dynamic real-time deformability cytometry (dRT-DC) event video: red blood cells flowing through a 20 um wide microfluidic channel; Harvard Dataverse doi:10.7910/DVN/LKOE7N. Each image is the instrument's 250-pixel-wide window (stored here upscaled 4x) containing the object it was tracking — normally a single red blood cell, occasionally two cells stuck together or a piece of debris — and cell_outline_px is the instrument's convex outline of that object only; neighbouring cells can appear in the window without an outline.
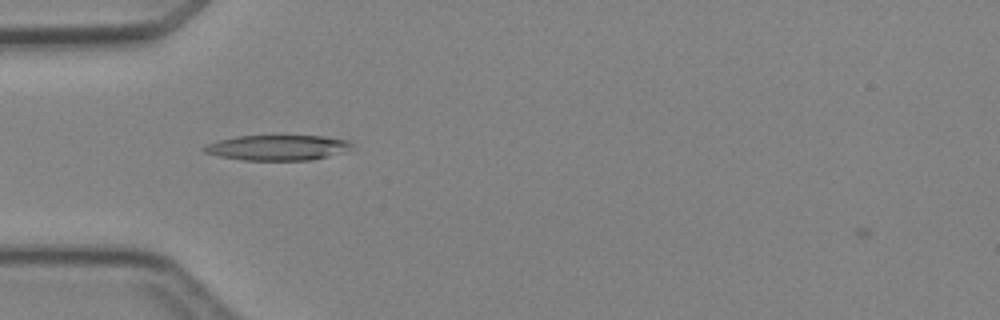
{"species": "Egyptian fruit bat (a non-hibernating species)", "species_latin": "Rousettus aegyptiacus", "temperature_condition": "cold", "stored_images_in_passage": 3, "camera_frame_rate_fps": 3000, "um_per_image_px": 0.085, "animal": {"sex": "female"}, "frame": {"image": 1, "passage_image": 1, "time_ms": 0.0, "image_size_px": [1000, 320], "cell_outline_px": [[352, 144], [348, 152], [312, 160], [244, 160], [220, 156], [204, 152], [200, 148], [208, 144], [220, 140], [236, 136], [324, 136], [348, 140]], "centroid_in_image_um": [23.64, 12.55], "position_along_channel_um": 61.4, "area_um2": 21.79}}
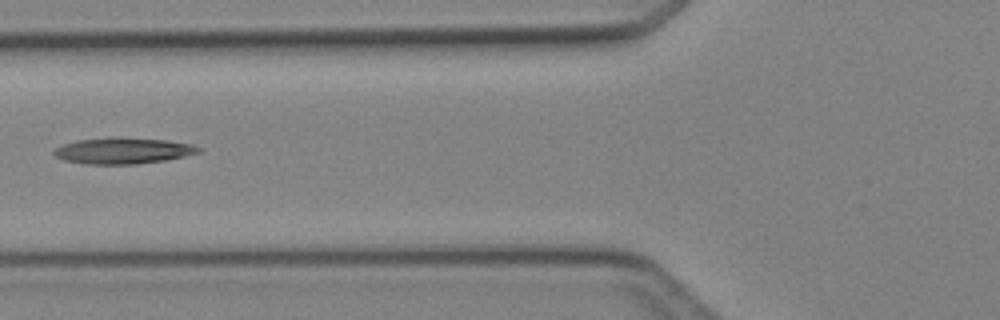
{"frame": {"image": 2, "passage_image": 2, "time_ms": 1.333, "image_size_px": [1000, 320], "cell_outline_px": [[200, 152], [184, 156], [164, 160], [136, 164], [84, 164], [64, 160], [56, 156], [52, 152], [56, 148], [64, 144], [76, 140], [112, 136], [164, 140], [192, 144], [200, 148]], "centroid_in_image_um": [10.42, 12.8], "position_along_channel_um": 115.4, "area_um2": 22.02}}
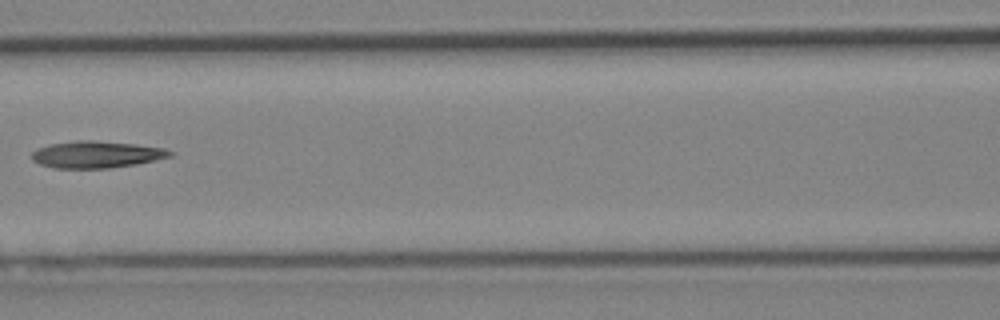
{"frame": {"image": 3, "passage_image": 3, "time_ms": 2.333, "image_size_px": [1000, 320], "cell_outline_px": [[172, 156], [136, 164], [108, 168], [52, 168], [40, 164], [32, 160], [32, 152], [48, 144], [76, 140], [92, 140], [136, 144], [164, 148], [172, 152]], "centroid_in_image_um": [8.18, 13.13], "position_along_channel_um": 158.4, "area_um2": 21.56}}